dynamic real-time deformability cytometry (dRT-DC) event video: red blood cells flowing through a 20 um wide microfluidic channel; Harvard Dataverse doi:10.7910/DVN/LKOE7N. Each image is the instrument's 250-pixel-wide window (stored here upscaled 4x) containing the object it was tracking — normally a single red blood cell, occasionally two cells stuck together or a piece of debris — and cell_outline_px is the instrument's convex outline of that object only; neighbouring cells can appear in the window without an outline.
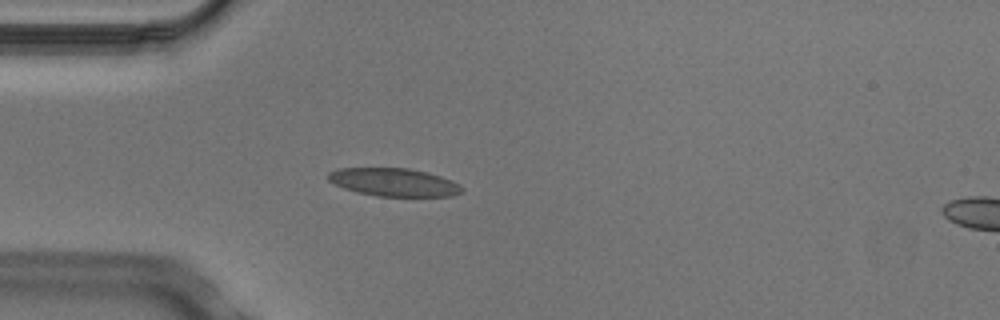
{"species": "Egyptian fruit bat (a non-hibernating species)", "species_latin": "Rousettus aegyptiacus", "temperature_condition": "cold", "stored_images_in_passage": 4, "camera_frame_rate_fps": 3000, "um_per_image_px": 0.085, "animal": {"sex": "male"}, "frame": {"image": 1, "passage_image": 3, "time_ms": 0.667, "image_size_px": [1000, 320], "cell_outline_px": [[464, 192], [452, 196], [376, 196], [356, 192], [344, 188], [328, 180], [328, 172], [336, 168], [408, 168], [428, 172], [452, 180], [460, 184], [464, 188]], "centroid_in_image_um": [33.51, 15.49], "position_along_channel_um": 51.5, "area_um2": 22.02}}